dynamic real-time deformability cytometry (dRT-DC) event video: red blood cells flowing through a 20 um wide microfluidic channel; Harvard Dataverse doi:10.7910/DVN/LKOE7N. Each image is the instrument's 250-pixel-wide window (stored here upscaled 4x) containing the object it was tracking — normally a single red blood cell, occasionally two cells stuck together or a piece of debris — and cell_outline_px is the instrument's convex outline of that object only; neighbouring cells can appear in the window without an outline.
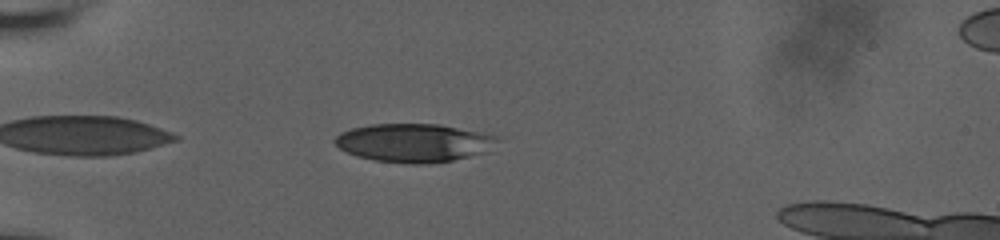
{"species": "human", "species_latin": "Homo sapiens", "temperature_condition": "room temperature", "stored_images_in_passage": 43, "camera_frame_rate_fps": 3000, "um_per_image_px": 0.085, "donor": {"sex": "male"}, "frame": {"image": 1, "passage_image": 5, "time_ms": 0.667, "image_size_px": [1000, 240], "cell_outline_px": [[500, 136], [488, 152], [452, 160], [428, 164], [412, 164], [376, 160], [356, 156], [340, 148], [332, 140], [340, 132], [352, 128], [372, 124], [440, 124]], "centroid_in_image_um": [35.18, 12.13], "position_along_channel_um": 49.8, "area_um2": 36.36}}
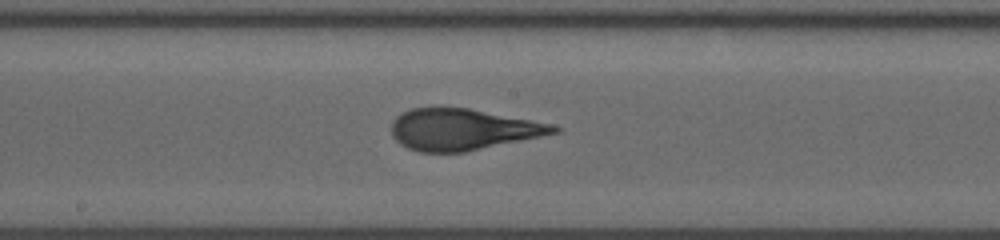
{"frame": {"image": 2, "passage_image": 27, "time_ms": 5.667, "image_size_px": [1000, 240], "cell_outline_px": [[560, 132], [464, 152], [420, 152], [408, 148], [400, 144], [392, 136], [392, 120], [400, 112], [412, 108], [468, 108], [548, 124], [560, 128]], "centroid_in_image_um": [39.24, 11.01], "position_along_channel_um": 209.0, "area_um2": 38.44}}
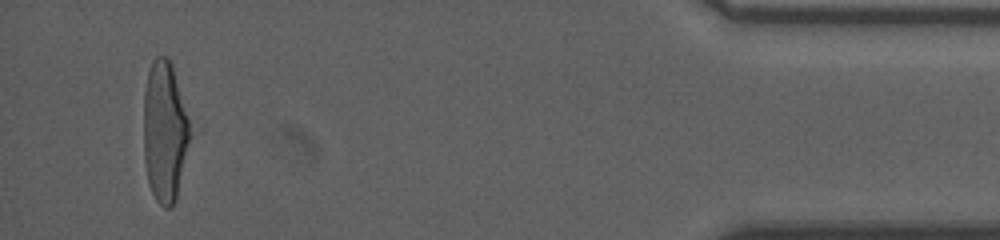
{"frame": {"image": 3, "passage_image": 43, "time_ms": 13.0, "image_size_px": [1000, 240], "cell_outline_px": [[188, 140], [176, 200], [172, 208], [164, 208], [156, 200], [148, 184], [144, 160], [144, 92], [148, 72], [152, 60], [156, 56], [168, 56], [172, 64], [188, 120]], "centroid_in_image_um": [13.95, 11.18], "position_along_channel_um": 421.2, "area_um2": 37.34}, "authors_computed_cell_mechanics": {"area_um2": 38.7838, "velocity_mm_per_s": 3.7728, "shape_relaxation_time_tau1_ms": 4.8729, "shape_relaxation_time_tau2_ms": 0.8563, "deformation_change_tau1": 0.1968, "deformation_change_tau2": 0.0989}}